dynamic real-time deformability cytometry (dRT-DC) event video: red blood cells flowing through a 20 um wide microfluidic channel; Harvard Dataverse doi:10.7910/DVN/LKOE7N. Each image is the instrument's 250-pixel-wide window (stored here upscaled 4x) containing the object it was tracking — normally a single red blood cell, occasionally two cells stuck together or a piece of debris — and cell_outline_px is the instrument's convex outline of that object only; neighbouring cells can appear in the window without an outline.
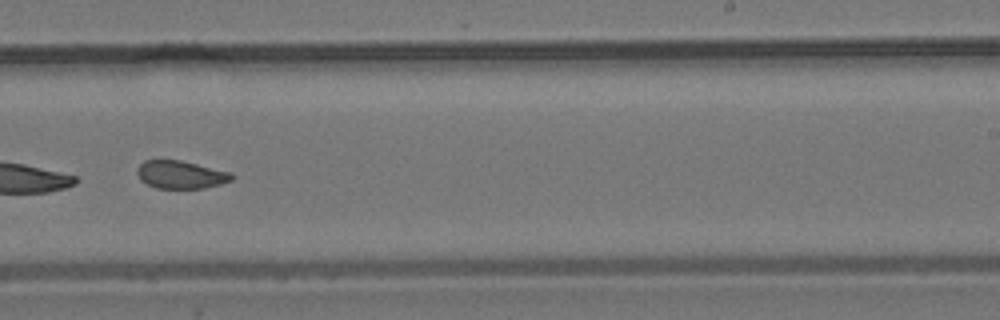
{"species": "common noctule bat (a hibernating species)", "species_latin": "Nyctalus noctula", "temperature_condition": "room temperature", "stored_images_in_passage": 15, "camera_frame_rate_fps": 3000, "um_per_image_px": 0.085, "animal": {"sex": "male", "body_mass_g": 19.2, "forearm_length_mm": 51.8}, "frame": {"image": 1, "passage_image": 9, "time_ms": 2.667, "image_size_px": [1000, 320], "cell_outline_px": [[236, 176], [232, 180], [220, 184], [204, 188], [156, 188], [140, 180], [136, 172], [136, 168], [144, 160], [180, 160], [232, 172]], "centroid_in_image_um": [15.37, 14.84], "position_along_channel_um": 273.6, "area_um2": 15.49}}
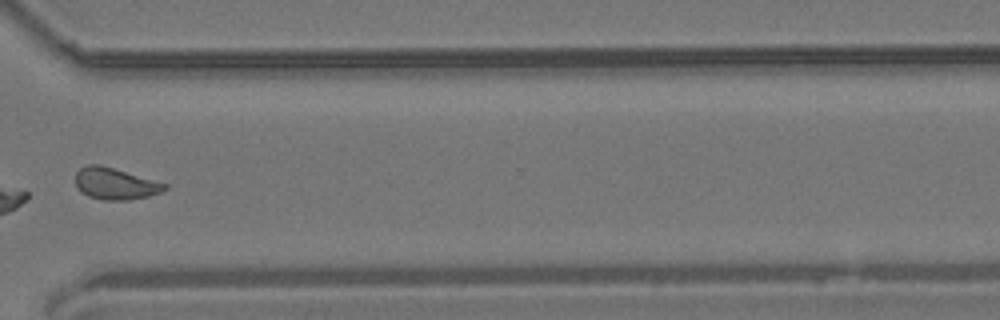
{"frame": {"image": 2, "passage_image": 11, "time_ms": 3.333, "image_size_px": [1000, 320], "cell_outline_px": [[168, 188], [160, 192], [148, 196], [128, 200], [104, 200], [88, 196], [80, 192], [76, 188], [76, 172], [80, 168], [88, 164], [100, 164], [168, 184]], "centroid_in_image_um": [9.77, 15.61], "position_along_channel_um": 360.8, "area_um2": 16.47}}